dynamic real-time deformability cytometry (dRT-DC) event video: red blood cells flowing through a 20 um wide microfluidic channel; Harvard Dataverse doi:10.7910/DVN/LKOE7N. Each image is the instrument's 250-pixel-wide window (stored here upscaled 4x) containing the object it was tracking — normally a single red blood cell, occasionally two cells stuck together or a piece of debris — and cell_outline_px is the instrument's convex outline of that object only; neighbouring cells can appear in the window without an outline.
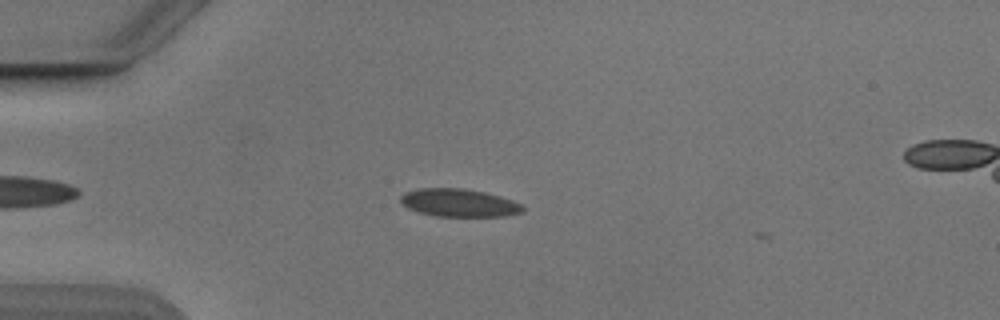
{"species": "Egyptian fruit bat (a non-hibernating species)", "species_latin": "Rousettus aegyptiacus", "temperature_condition": "cold", "stored_images_in_passage": 41, "camera_frame_rate_fps": 3000, "um_per_image_px": 0.085, "animal": {"sex": "male"}, "frame": {"image": 1, "passage_image": 7, "time_ms": 2.0, "image_size_px": [1000, 320], "cell_outline_px": [[524, 212], [504, 216], [436, 216], [420, 212], [408, 208], [400, 200], [400, 196], [408, 192], [420, 188], [460, 188], [484, 192], [500, 196], [512, 200], [520, 204], [524, 208]], "centroid_in_image_um": [39.04, 17.24], "position_along_channel_um": 46.0, "area_um2": 19.59}}
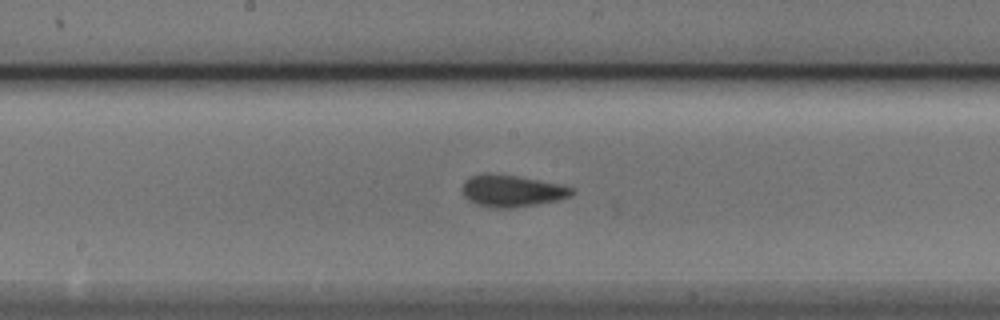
{"frame": {"image": 2, "passage_image": 21, "time_ms": 6.667, "image_size_px": [1000, 320], "cell_outline_px": [[576, 188], [568, 196], [556, 200], [536, 204], [512, 208], [492, 208], [476, 204], [468, 200], [464, 196], [464, 180], [472, 176], [484, 172], [488, 172], [516, 176]], "centroid_in_image_um": [43.45, 16.22], "position_along_channel_um": 204.8, "area_um2": 20.0}}
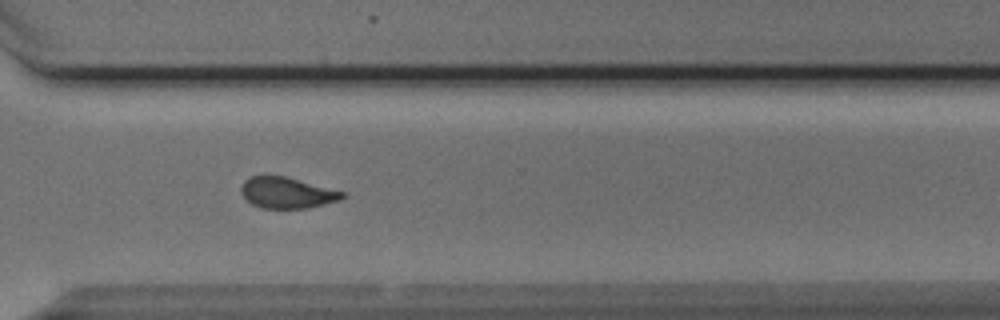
{"frame": {"image": 3, "passage_image": 32, "time_ms": 10.333, "image_size_px": [1000, 320], "cell_outline_px": [[348, 196], [340, 200], [308, 208], [260, 208], [252, 204], [244, 196], [240, 188], [244, 180], [252, 176], [284, 176], [348, 192]], "centroid_in_image_um": [24.46, 16.39], "position_along_channel_um": 346.1, "area_um2": 18.38}}